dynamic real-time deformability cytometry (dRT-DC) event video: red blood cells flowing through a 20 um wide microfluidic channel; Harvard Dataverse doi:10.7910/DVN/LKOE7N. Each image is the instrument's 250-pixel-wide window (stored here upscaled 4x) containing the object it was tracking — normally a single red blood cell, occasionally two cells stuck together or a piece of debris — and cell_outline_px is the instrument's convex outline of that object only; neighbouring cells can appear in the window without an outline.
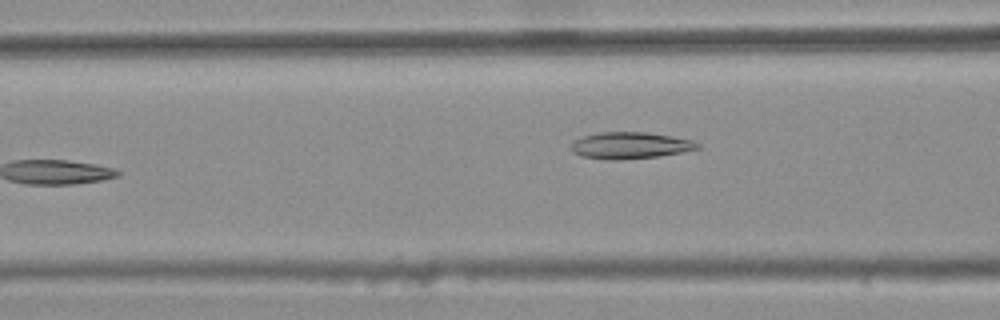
{"species": "common noctule bat (a hibernating species)", "species_latin": "Nyctalus noctula", "temperature_condition": "warm", "stored_images_in_passage": 7, "camera_frame_rate_fps": 3000, "um_per_image_px": 0.085, "animal": {"sex": "female", "body_mass_g": 25.1}, "frame": {"image": 1, "passage_image": 7, "time_ms": 2.0, "image_size_px": [1000, 320], "cell_outline_px": [[700, 148], [660, 156], [620, 160], [608, 160], [584, 156], [572, 152], [568, 148], [576, 140], [584, 136], [600, 132], [648, 132], [672, 136], [692, 140], [700, 144]], "centroid_in_image_um": [53.56, 12.36], "position_along_channel_um": 113.0, "area_um2": 19.59}}